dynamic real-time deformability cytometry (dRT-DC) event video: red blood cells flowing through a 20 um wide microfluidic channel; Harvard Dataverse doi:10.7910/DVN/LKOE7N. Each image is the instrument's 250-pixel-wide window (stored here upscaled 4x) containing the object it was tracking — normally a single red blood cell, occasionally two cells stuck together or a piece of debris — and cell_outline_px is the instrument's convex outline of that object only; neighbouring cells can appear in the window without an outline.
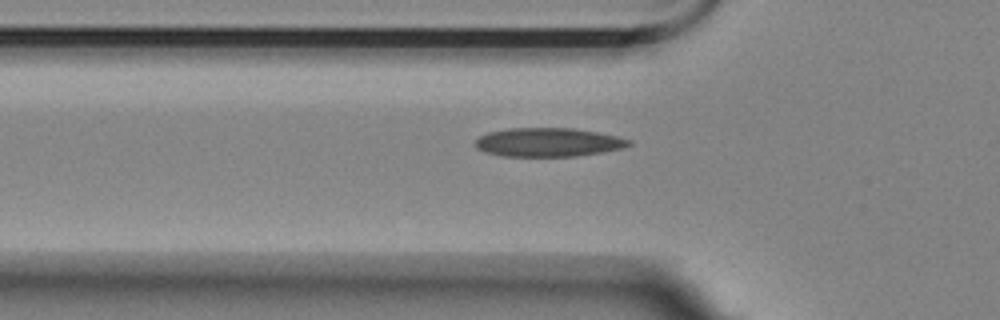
{"species": "Egyptian fruit bat (a non-hibernating species)", "species_latin": "Rousettus aegyptiacus", "temperature_condition": "room temperature", "stored_images_in_passage": 41, "segment_of_instrument_passage": [1, 2], "camera_frame_rate_fps": 3000, "um_per_image_px": 0.085, "animal": {"sex": "female"}, "frame": {"image": 1, "passage_image": 2, "time_ms": 0.333, "image_size_px": [1000, 320], "cell_outline_px": [[632, 144], [620, 148], [600, 152], [576, 156], [504, 156], [484, 152], [476, 148], [476, 140], [480, 136], [488, 132], [508, 128], [576, 128], [616, 136], [632, 140]], "centroid_in_image_um": [46.57, 12.08], "position_along_channel_um": 79.2, "area_um2": 25.61}}
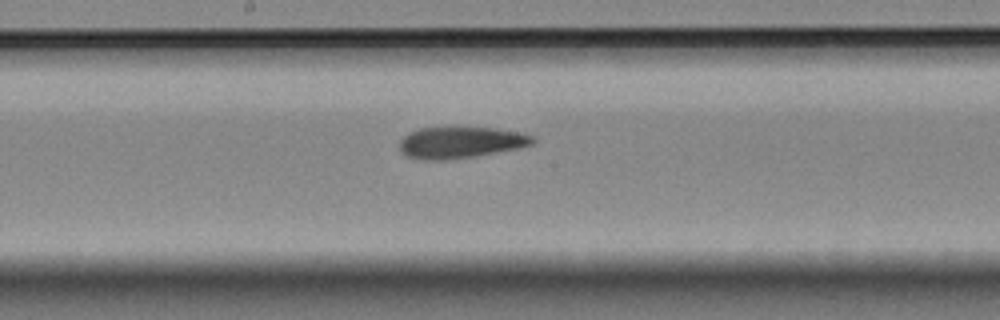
{"frame": {"image": 2, "passage_image": 13, "time_ms": 4.0, "image_size_px": [1000, 320], "cell_outline_px": [[536, 140], [532, 144], [516, 148], [476, 156], [448, 160], [420, 160], [408, 156], [400, 148], [400, 140], [408, 132], [420, 128], [496, 128], [520, 132], [532, 136]], "centroid_in_image_um": [39.14, 12.11], "position_along_channel_um": 209.1, "area_um2": 24.16}}
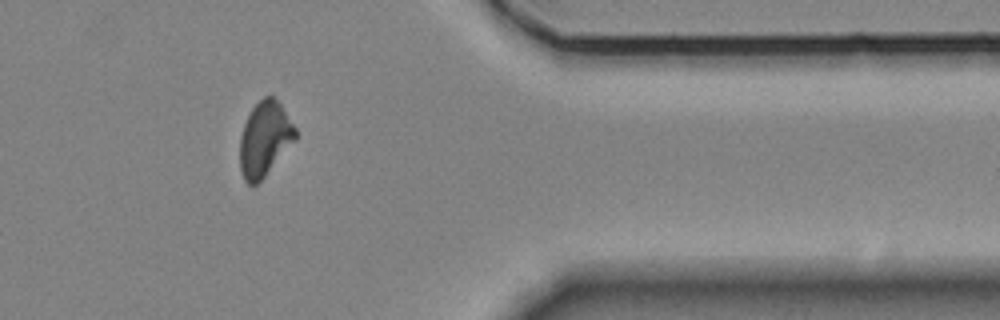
{"frame": {"image": 3, "passage_image": 30, "time_ms": 9.667, "image_size_px": [1000, 320], "cell_outline_px": [[296, 140], [264, 176], [252, 188], [244, 180], [240, 168], [240, 136], [244, 124], [252, 108], [264, 96], [272, 96], [280, 104], [296, 128]], "centroid_in_image_um": [22.49, 11.83], "position_along_channel_um": 388.9, "area_um2": 23.93}}